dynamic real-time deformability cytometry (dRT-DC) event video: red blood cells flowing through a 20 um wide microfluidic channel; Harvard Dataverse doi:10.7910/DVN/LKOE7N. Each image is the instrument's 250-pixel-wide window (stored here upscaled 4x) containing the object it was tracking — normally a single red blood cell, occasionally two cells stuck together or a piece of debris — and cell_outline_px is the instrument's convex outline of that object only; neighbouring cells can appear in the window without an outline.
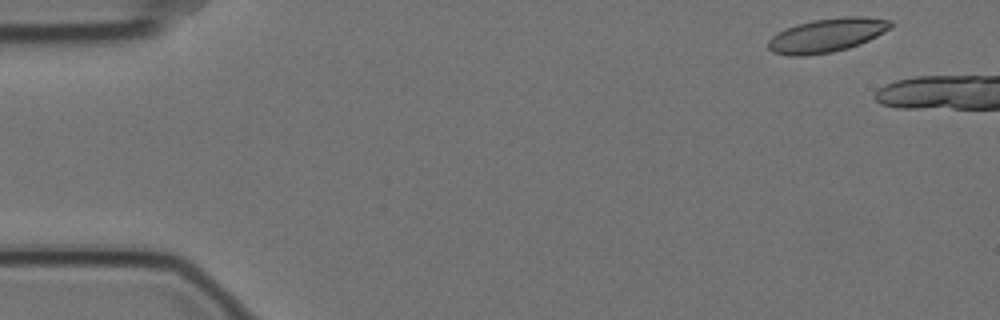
{"species": "Egyptian fruit bat (a non-hibernating species)", "species_latin": "Rousettus aegyptiacus", "temperature_condition": "cold", "stored_images_in_passage": 3, "camera_frame_rate_fps": 3000, "um_per_image_px": 0.085, "animal": {"sex": "female"}, "frame": {"image": 1, "passage_image": 1, "time_ms": 0.0, "image_size_px": [1000, 320], "cell_outline_px": [[892, 24], [888, 28], [876, 36], [860, 44], [848, 48], [832, 52], [804, 56], [788, 56], [772, 52], [768, 48], [768, 40], [772, 36], [784, 28], [796, 24], [812, 20], [844, 16], [864, 16], [892, 20]], "centroid_in_image_um": [70.24, 2.99], "position_along_channel_um": 14.8, "area_um2": 24.22}}